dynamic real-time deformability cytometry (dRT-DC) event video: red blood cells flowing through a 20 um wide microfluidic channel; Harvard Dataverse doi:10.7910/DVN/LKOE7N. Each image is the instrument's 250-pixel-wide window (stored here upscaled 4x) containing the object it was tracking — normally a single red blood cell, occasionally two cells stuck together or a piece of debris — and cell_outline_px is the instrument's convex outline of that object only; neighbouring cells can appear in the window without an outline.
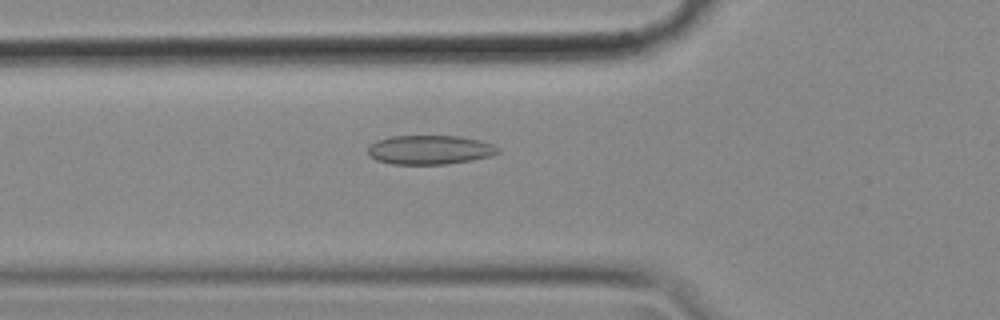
{"species": "common noctule bat (a hibernating species)", "species_latin": "Nyctalus noctula", "temperature_condition": "cold", "stored_images_in_passage": 57, "camera_frame_rate_fps": 3000, "um_per_image_px": 0.085, "animal": {"sex": "female", "body_mass_g": 18.4}, "frame": {"image": 1, "passage_image": 20, "time_ms": 6.333, "image_size_px": [1000, 320], "cell_outline_px": [[496, 152], [488, 156], [468, 160], [440, 164], [396, 164], [380, 160], [372, 156], [368, 152], [368, 148], [372, 144], [380, 140], [396, 136], [452, 136], [476, 140], [488, 144]], "centroid_in_image_um": [36.43, 12.73], "position_along_channel_um": 89.4, "area_um2": 20.75}}
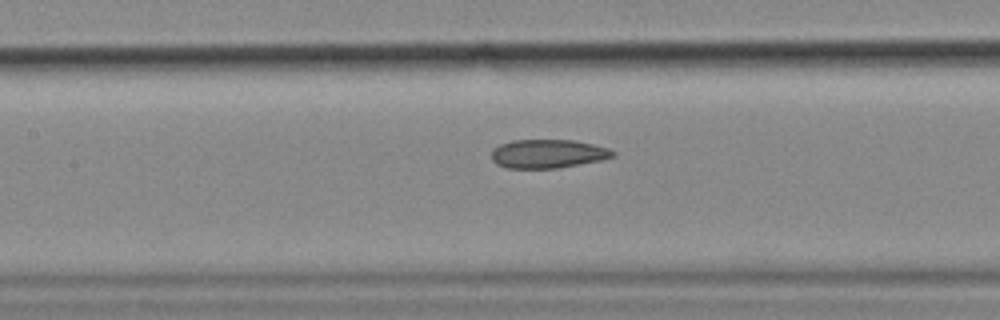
{"frame": {"image": 2, "passage_image": 26, "time_ms": 8.333, "image_size_px": [1000, 320], "cell_outline_px": [[612, 156], [596, 160], [576, 164], [552, 168], [508, 168], [492, 160], [492, 152], [496, 148], [504, 144], [516, 140], [568, 140], [592, 144], [604, 148], [612, 152]], "centroid_in_image_um": [46.49, 13.07], "position_along_channel_um": 160.9, "area_um2": 19.19}}
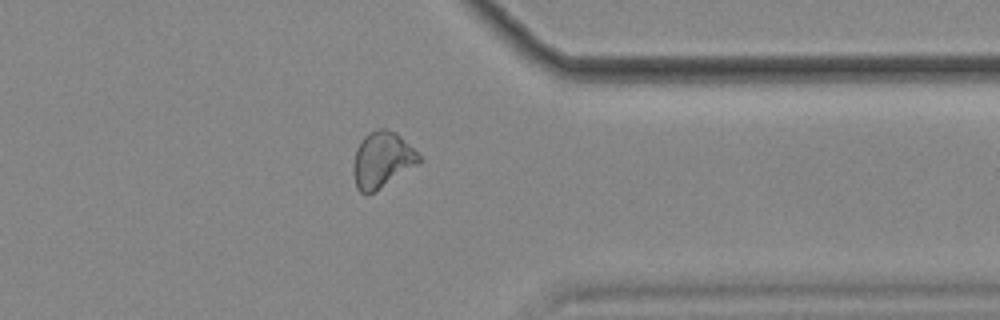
{"frame": {"image": 3, "passage_image": 45, "time_ms": 14.667, "image_size_px": [1000, 320], "cell_outline_px": [[420, 160], [372, 192], [360, 192], [356, 184], [356, 152], [360, 144], [372, 132], [384, 128], [392, 132], [412, 148], [420, 156]], "centroid_in_image_um": [32.48, 13.57], "position_along_channel_um": 378.9, "area_um2": 19.07}, "authors_computed_cell_mechanics": {"area_um2": 20.23, "velocity_mm_per_s": 3.5559, "shape_relaxation_time_tau1_ms": null, "shape_relaxation_time_tau2_ms": 4.3795, "deformation_change_tau1": null, "deformation_change_tau2": 0.1088}}